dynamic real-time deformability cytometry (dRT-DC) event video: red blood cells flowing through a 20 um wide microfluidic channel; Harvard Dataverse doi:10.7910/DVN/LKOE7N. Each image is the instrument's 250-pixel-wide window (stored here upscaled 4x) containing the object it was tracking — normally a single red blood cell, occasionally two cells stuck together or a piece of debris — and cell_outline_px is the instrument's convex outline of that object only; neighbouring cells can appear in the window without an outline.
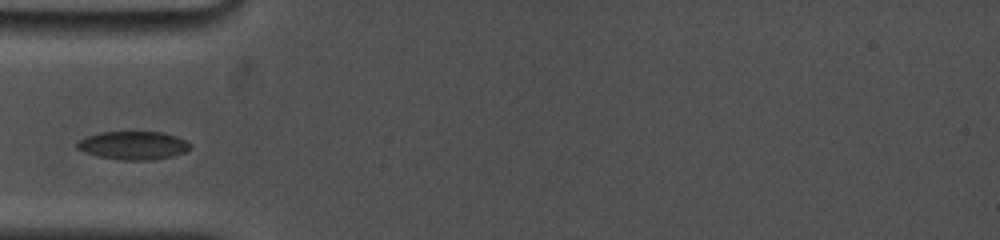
{"species": "common noctule bat (a hibernating species)", "species_latin": "Nyctalus noctula", "temperature_condition": "cold", "stored_images_in_passage": 36, "camera_frame_rate_fps": 5000, "um_per_image_px": 0.085, "animal": {"sex": "female", "body_mass_g": 19.0, "forearm_length_mm": 53.3}, "frame": {"image": 1, "passage_image": 1, "time_ms": 0.0, "image_size_px": [1000, 240], "cell_outline_px": [[192, 148], [184, 152], [172, 156], [148, 160], [120, 160], [96, 156], [84, 152], [76, 148], [76, 144], [84, 136], [100, 132], [164, 132], [188, 140], [192, 144]], "centroid_in_image_um": [11.33, 12.35], "position_along_channel_um": 73.7, "area_um2": 18.9}}
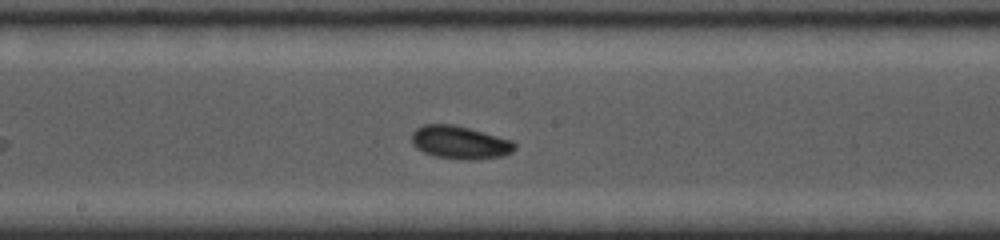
{"frame": {"image": 2, "passage_image": 12, "time_ms": 3.6, "image_size_px": [1000, 240], "cell_outline_px": [[516, 148], [512, 152], [500, 156], [476, 160], [468, 160], [436, 156], [424, 152], [416, 148], [412, 144], [412, 132], [416, 128], [424, 124], [452, 124], [468, 128], [512, 140], [516, 144]], "centroid_in_image_um": [39.08, 12.1], "position_along_channel_um": 209.1, "area_um2": 19.71}}
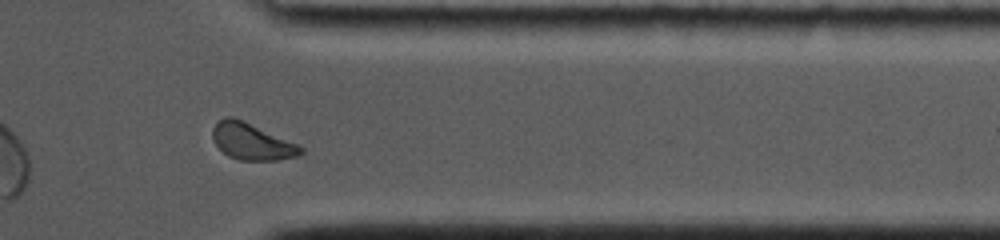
{"frame": {"image": 3, "passage_image": 27, "time_ms": 8.4, "image_size_px": [1000, 240], "cell_outline_px": [[304, 152], [300, 156], [280, 160], [240, 160], [228, 156], [216, 144], [212, 136], [212, 128], [224, 116], [232, 116], [244, 120], [300, 144], [304, 148]], "centroid_in_image_um": [21.46, 12.02], "position_along_channel_um": 389.9, "area_um2": 19.13}}